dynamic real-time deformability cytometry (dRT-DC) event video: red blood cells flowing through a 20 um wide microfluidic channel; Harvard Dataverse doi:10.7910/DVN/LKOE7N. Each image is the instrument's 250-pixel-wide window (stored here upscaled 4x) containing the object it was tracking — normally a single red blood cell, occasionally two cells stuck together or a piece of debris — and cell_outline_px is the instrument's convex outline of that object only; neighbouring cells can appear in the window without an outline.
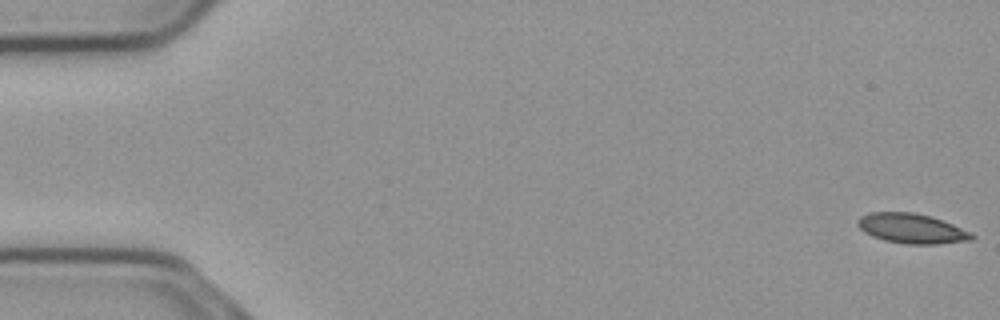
{"species": "common noctule bat (a hibernating species)", "species_latin": "Nyctalus noctula", "temperature_condition": "cold", "stored_images_in_passage": 57, "segment_of_instrument_passage": [1, 2], "camera_frame_rate_fps": 3000, "um_per_image_px": 0.085, "animal": {"sex": "male", "body_mass_g": 23.1, "forearm_length_mm": 52.7}, "frame": {"image": 1, "passage_image": 1, "time_ms": 0.0, "image_size_px": [1000, 320], "cell_outline_px": [[976, 236], [972, 240], [936, 244], [904, 244], [884, 240], [872, 236], [864, 232], [856, 224], [856, 220], [860, 216], [868, 212], [912, 212], [932, 216], [972, 232]], "centroid_in_image_um": [77.48, 19.42], "position_along_channel_um": 7.5, "area_um2": 20.06}}
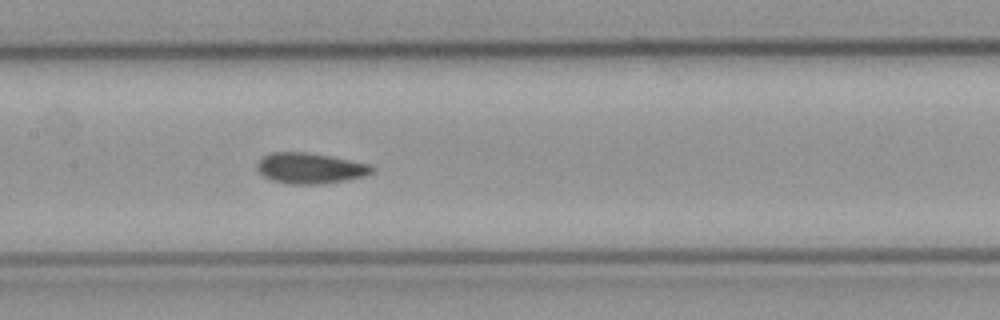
{"frame": {"image": 2, "passage_image": 27, "time_ms": 8.667, "image_size_px": [1000, 320], "cell_outline_px": [[376, 172], [364, 176], [348, 180], [324, 184], [288, 184], [272, 180], [264, 176], [256, 168], [256, 164], [264, 156], [272, 152], [308, 152], [372, 164], [376, 168]], "centroid_in_image_um": [26.42, 14.3], "position_along_channel_um": 181.0, "area_um2": 20.81}}
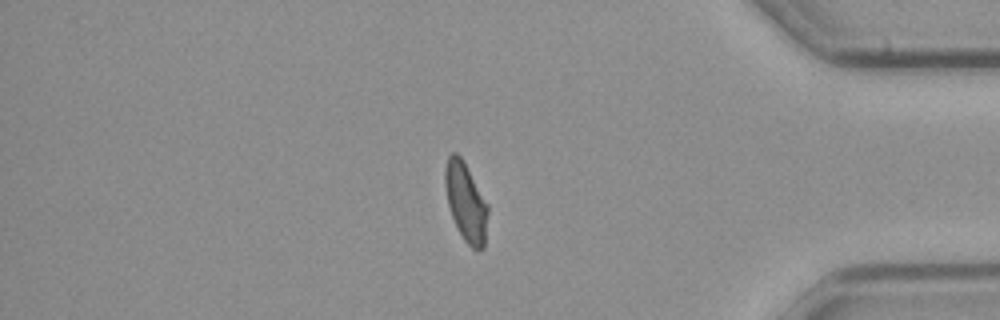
{"frame": {"image": 3, "passage_image": 47, "time_ms": 15.333, "image_size_px": [1000, 320], "cell_outline_px": [[488, 212], [484, 248], [472, 248], [464, 240], [452, 216], [448, 204], [444, 184], [444, 172], [448, 156], [452, 152], [456, 152], [464, 160], [488, 204]], "centroid_in_image_um": [39.59, 17.12], "position_along_channel_um": 395.6, "area_um2": 19.54}}